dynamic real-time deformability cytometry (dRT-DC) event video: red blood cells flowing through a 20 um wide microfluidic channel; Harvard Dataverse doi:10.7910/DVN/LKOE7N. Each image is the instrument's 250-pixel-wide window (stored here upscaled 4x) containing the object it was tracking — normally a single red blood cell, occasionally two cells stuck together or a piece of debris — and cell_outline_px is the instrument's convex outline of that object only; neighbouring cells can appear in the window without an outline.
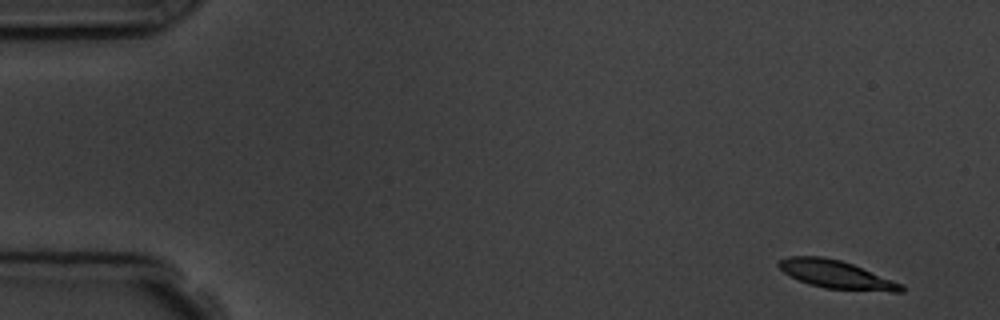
{"species": "common noctule bat (a hibernating species)", "species_latin": "Nyctalus noctula", "temperature_condition": "room temperature", "stored_images_in_passage": 4, "camera_frame_rate_fps": 3000, "um_per_image_px": 0.085, "animal": {"sex": "male", "body_mass_g": 19.5, "forearm_length_mm": 54.6}, "frame": {"image": 1, "passage_image": 1, "time_ms": 0.0, "image_size_px": [1000, 320], "cell_outline_px": [[904, 292], [892, 292], [824, 288], [808, 284], [784, 272], [776, 264], [780, 260], [788, 256], [824, 256], [840, 260], [852, 264], [900, 284], [904, 288]], "centroid_in_image_um": [71.03, 23.33], "position_along_channel_um": 14.0, "area_um2": 19.65}}
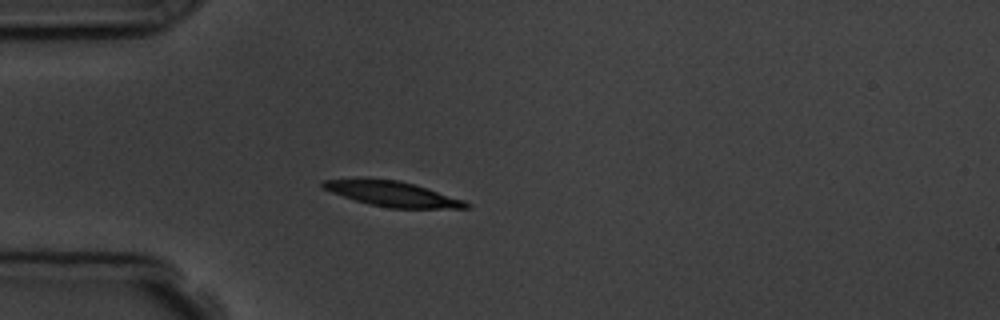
{"frame": {"image": 2, "passage_image": 4, "time_ms": 4.0, "image_size_px": [1000, 320], "cell_outline_px": [[472, 204], [468, 208], [388, 208], [368, 204], [332, 192], [324, 188], [320, 184], [324, 180], [364, 176], [400, 180], [428, 188], [464, 200]], "centroid_in_image_um": [33.32, 16.44], "position_along_channel_um": 51.7, "area_um2": 21.44}}